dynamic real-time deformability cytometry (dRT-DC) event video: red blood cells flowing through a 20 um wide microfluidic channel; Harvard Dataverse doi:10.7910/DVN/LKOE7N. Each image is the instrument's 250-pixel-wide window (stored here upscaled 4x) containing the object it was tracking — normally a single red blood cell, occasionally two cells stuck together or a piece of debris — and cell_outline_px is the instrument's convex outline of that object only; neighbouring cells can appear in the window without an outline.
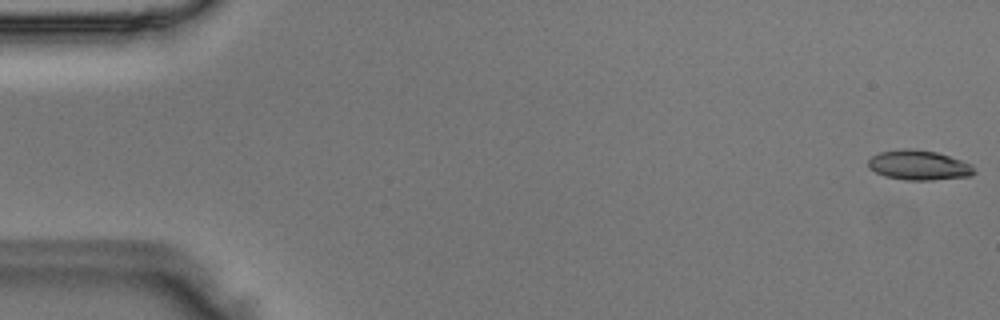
{"species": "Egyptian fruit bat (a non-hibernating species)", "species_latin": "Rousettus aegyptiacus", "temperature_condition": "room temperature", "stored_images_in_passage": 50, "camera_frame_rate_fps": 3000, "um_per_image_px": 0.085, "animal": {"sex": "male"}, "frame": {"image": 1, "passage_image": 1, "time_ms": 0.0, "image_size_px": [1000, 320], "cell_outline_px": [[976, 172], [972, 176], [932, 180], [908, 180], [884, 176], [868, 168], [868, 160], [872, 156], [880, 152], [904, 148], [908, 148], [936, 152], [972, 164]], "centroid_in_image_um": [78.1, 14.04], "position_along_channel_um": 6.9, "area_um2": 18.38}}
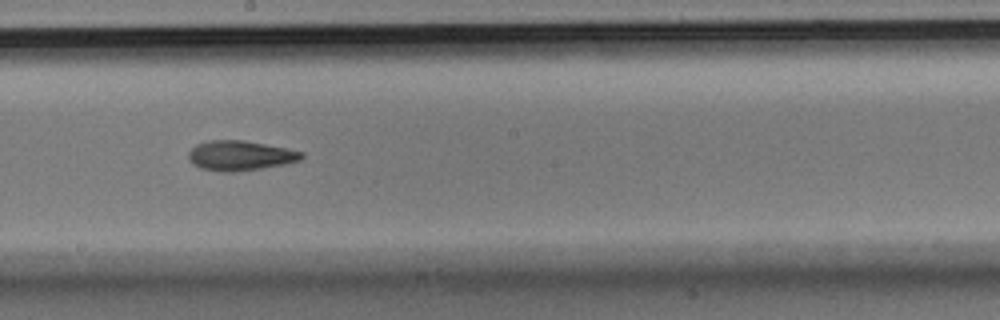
{"frame": {"image": 2, "passage_image": 28, "time_ms": 9.0, "image_size_px": [1000, 320], "cell_outline_px": [[304, 156], [300, 160], [284, 164], [260, 168], [232, 172], [224, 172], [200, 168], [192, 164], [188, 160], [188, 152], [196, 144], [208, 140], [244, 140], [288, 148], [304, 152]], "centroid_in_image_um": [20.39, 13.21], "position_along_channel_um": 227.8, "area_um2": 19.77}}
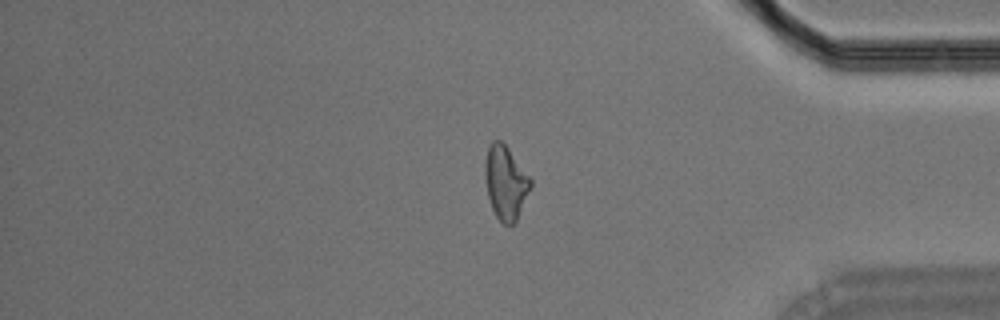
{"frame": {"image": 3, "passage_image": 42, "time_ms": 13.667, "image_size_px": [1000, 320], "cell_outline_px": [[532, 188], [516, 220], [512, 224], [504, 224], [496, 216], [492, 208], [488, 196], [484, 176], [484, 160], [488, 144], [492, 140], [500, 140], [508, 148], [532, 180]], "centroid_in_image_um": [42.96, 15.49], "position_along_channel_um": 392.2, "area_um2": 19.65}}